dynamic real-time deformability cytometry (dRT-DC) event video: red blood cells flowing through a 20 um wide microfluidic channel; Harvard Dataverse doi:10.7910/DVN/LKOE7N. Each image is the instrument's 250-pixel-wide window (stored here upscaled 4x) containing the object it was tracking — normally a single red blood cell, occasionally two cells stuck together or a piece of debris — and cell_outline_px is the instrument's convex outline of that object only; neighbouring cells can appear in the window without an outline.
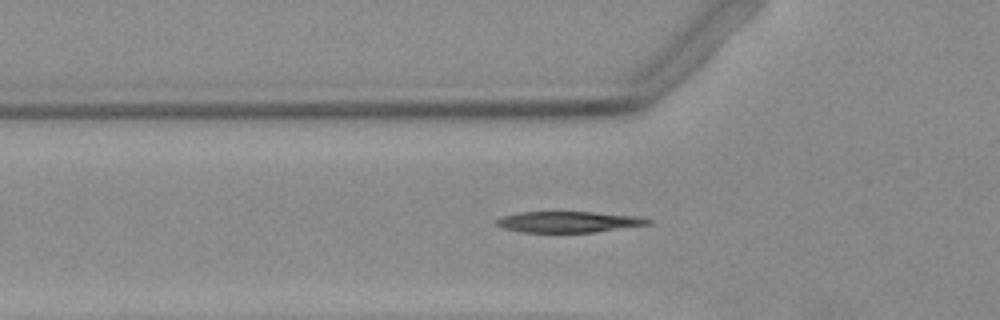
{"species": "Egyptian fruit bat (a non-hibernating species)", "species_latin": "Rousettus aegyptiacus", "temperature_condition": "warm", "stored_images_in_passage": 38, "camera_frame_rate_fps": 3000, "um_per_image_px": 0.085, "animal": {"sex": "female"}, "frame": {"image": 1, "passage_image": 6, "time_ms": 1.667, "image_size_px": [1000, 320], "cell_outline_px": [[652, 224], [596, 232], [520, 232], [504, 228], [492, 224], [496, 220], [504, 216], [520, 212], [592, 212], [636, 216], [652, 220]], "centroid_in_image_um": [48.32, 18.86], "position_along_channel_um": 77.5, "area_um2": 18.55}}
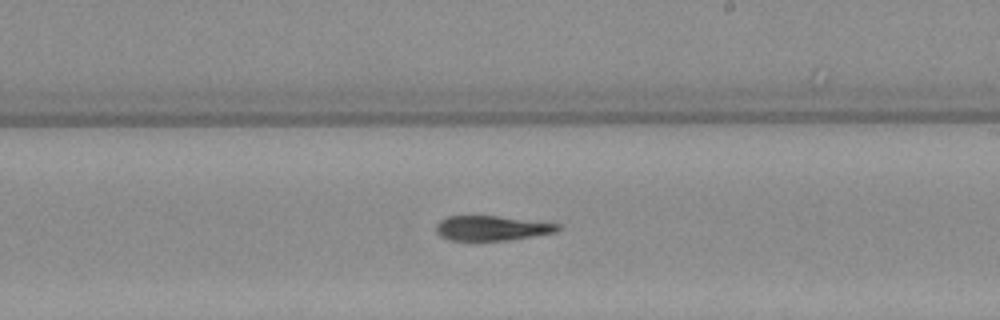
{"frame": {"image": 2, "passage_image": 19, "time_ms": 6.0, "image_size_px": [1000, 320], "cell_outline_px": [[560, 228], [556, 232], [508, 240], [448, 240], [440, 236], [436, 232], [436, 224], [440, 220], [448, 216], [496, 216], [560, 224]], "centroid_in_image_um": [41.76, 19.39], "position_along_channel_um": 247.2, "area_um2": 17.4}}
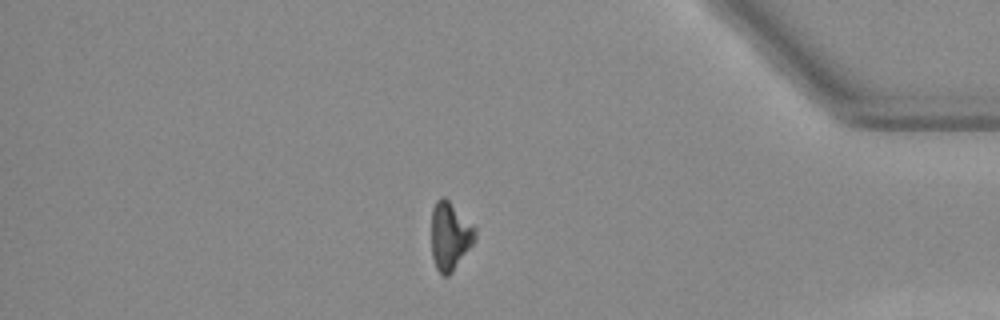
{"frame": {"image": 3, "passage_image": 33, "time_ms": 10.667, "image_size_px": [1000, 320], "cell_outline_px": [[476, 236], [472, 244], [452, 272], [448, 276], [444, 276], [436, 268], [432, 256], [432, 208], [436, 200], [440, 196], [444, 196], [476, 228]], "centroid_in_image_um": [38.23, 20.04], "position_along_channel_um": 397.0, "area_um2": 17.11}}